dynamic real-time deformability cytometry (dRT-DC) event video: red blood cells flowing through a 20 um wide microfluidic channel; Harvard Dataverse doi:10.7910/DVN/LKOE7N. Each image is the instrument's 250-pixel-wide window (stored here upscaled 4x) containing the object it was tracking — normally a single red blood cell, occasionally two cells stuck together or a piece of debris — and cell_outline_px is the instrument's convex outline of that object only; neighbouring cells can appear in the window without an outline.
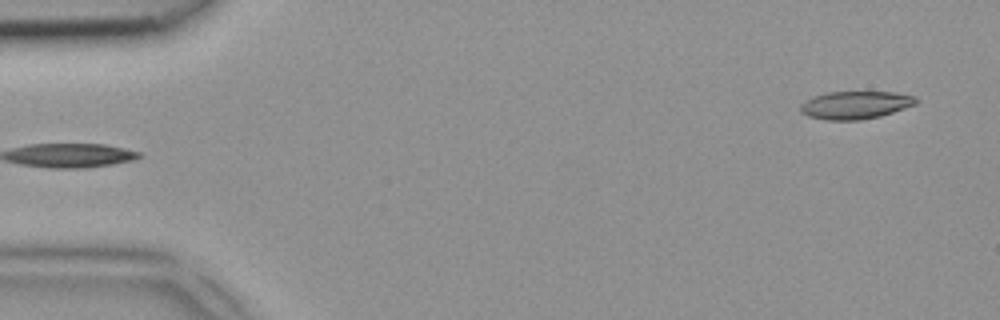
{"species": "common noctule bat (a hibernating species)", "species_latin": "Nyctalus noctula", "temperature_condition": "room temperature", "stored_images_in_passage": 4, "camera_frame_rate_fps": 3000, "um_per_image_px": 0.085, "animal": {"sex": "female", "body_mass_g": 18.4}, "frame": {"image": 1, "passage_image": 1, "time_ms": 0.0, "image_size_px": [1000, 320], "cell_outline_px": [[920, 100], [916, 104], [880, 116], [860, 120], [828, 120], [808, 116], [800, 112], [800, 104], [804, 100], [812, 96], [828, 92], [892, 92], [916, 96]], "centroid_in_image_um": [72.69, 8.92], "position_along_channel_um": 12.3, "area_um2": 18.84}}